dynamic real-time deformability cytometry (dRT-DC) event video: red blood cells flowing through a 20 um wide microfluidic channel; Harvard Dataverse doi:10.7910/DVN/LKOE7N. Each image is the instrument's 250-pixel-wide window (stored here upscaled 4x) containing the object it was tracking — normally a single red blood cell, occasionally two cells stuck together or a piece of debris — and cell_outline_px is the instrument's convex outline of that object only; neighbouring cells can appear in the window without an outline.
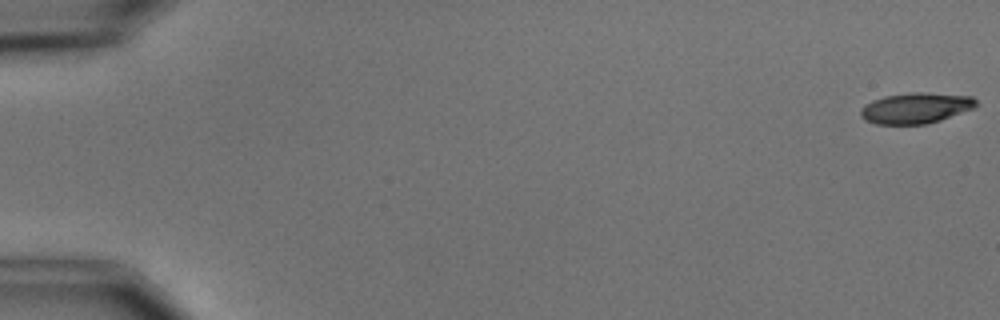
{"species": "common noctule bat (a hibernating species)", "species_latin": "Nyctalus noctula", "temperature_condition": "cold", "stored_images_in_passage": 8, "camera_frame_rate_fps": 3000, "um_per_image_px": 0.085, "animal": {"sex": "male", "body_mass_g": 15.6}, "frame": {"image": 1, "passage_image": 1, "time_ms": 0.0, "image_size_px": [1000, 320], "cell_outline_px": [[980, 104], [976, 108], [940, 120], [924, 124], [876, 124], [864, 120], [860, 116], [860, 112], [864, 104], [872, 100], [884, 96], [912, 92], [924, 92], [972, 96]], "centroid_in_image_um": [77.86, 9.18], "position_along_channel_um": 7.1, "area_um2": 20.92}}
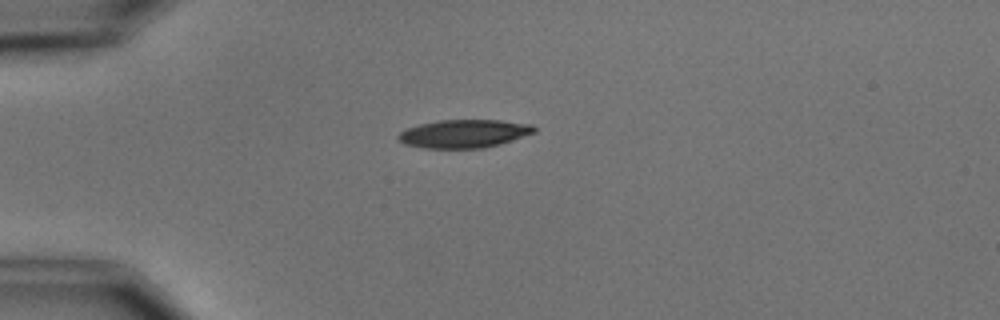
{"frame": {"image": 2, "passage_image": 5, "time_ms": 4.667, "image_size_px": [1000, 320], "cell_outline_px": [[536, 132], [500, 144], [484, 148], [424, 148], [404, 144], [396, 136], [400, 132], [408, 128], [420, 124], [440, 120], [500, 120], [532, 124], [536, 128]], "centroid_in_image_um": [39.46, 11.36], "position_along_channel_um": 45.5, "area_um2": 22.31}}
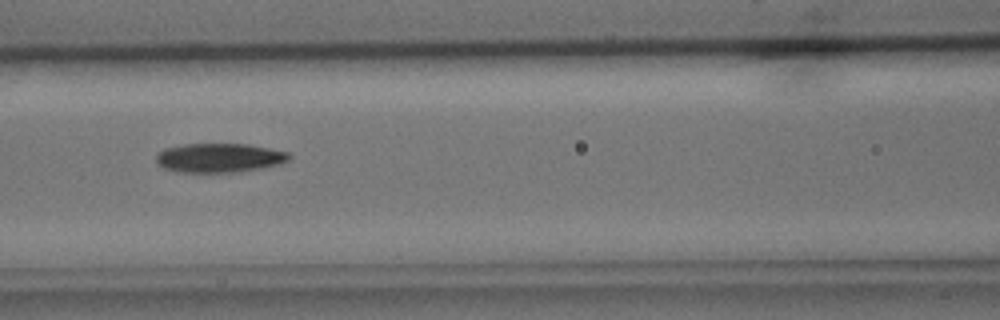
{"frame": {"image": 3, "passage_image": 8, "time_ms": 8.0, "image_size_px": [1000, 320], "cell_outline_px": [[292, 156], [288, 160], [280, 164], [240, 172], [180, 172], [164, 168], [156, 160], [156, 156], [164, 148], [184, 144], [248, 144], [288, 152]], "centroid_in_image_um": [18.66, 13.41], "position_along_channel_um": 147.9, "area_um2": 22.48}}